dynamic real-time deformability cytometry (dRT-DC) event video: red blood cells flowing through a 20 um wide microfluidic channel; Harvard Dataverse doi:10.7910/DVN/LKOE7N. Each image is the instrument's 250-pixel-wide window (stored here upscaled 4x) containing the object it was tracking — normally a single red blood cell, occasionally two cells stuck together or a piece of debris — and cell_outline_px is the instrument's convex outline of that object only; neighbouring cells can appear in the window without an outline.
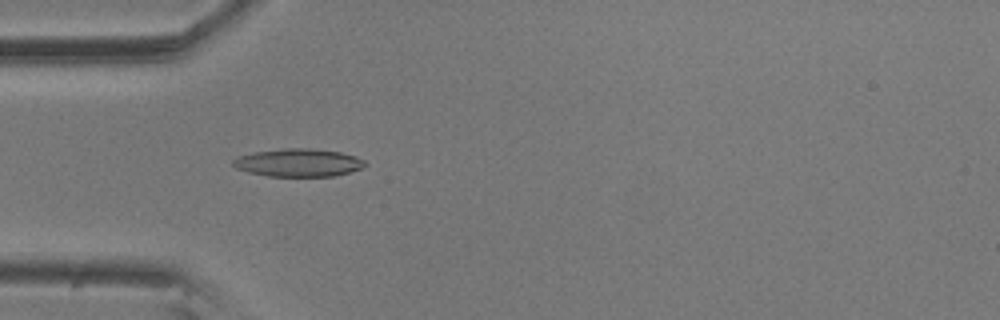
{"species": "common noctule bat (a hibernating species)", "species_latin": "Nyctalus noctula", "temperature_condition": "room temperature", "stored_images_in_passage": 56, "camera_frame_rate_fps": 3000, "um_per_image_px": 0.085, "animal": {"sex": "male", "body_mass_g": 20.5, "forearm_length_mm": 52.5}, "frame": {"image": 1, "passage_image": 16, "time_ms": 5.0, "image_size_px": [1000, 320], "cell_outline_px": [[368, 164], [364, 168], [336, 176], [268, 176], [248, 172], [236, 168], [232, 164], [232, 160], [240, 156], [252, 152], [284, 148], [308, 148], [340, 152], [356, 156], [364, 160]], "centroid_in_image_um": [25.39, 13.83], "position_along_channel_um": 59.6, "area_um2": 21.62}}
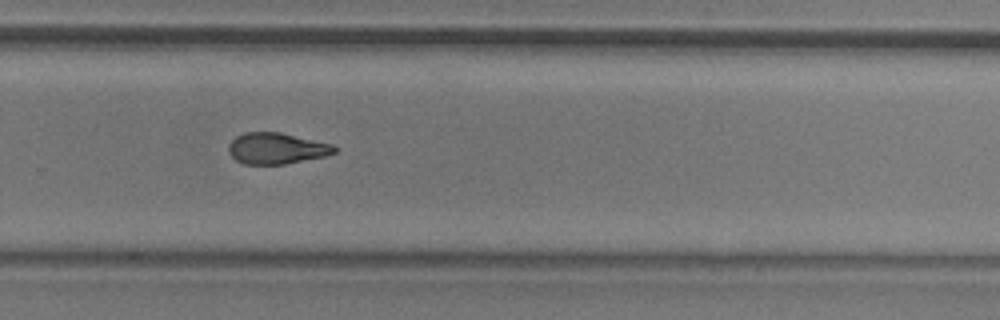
{"frame": {"image": 2, "passage_image": 37, "time_ms": 12.0, "image_size_px": [1000, 320], "cell_outline_px": [[336, 152], [324, 156], [284, 164], [244, 164], [236, 160], [228, 152], [228, 144], [236, 136], [244, 132], [280, 132], [332, 144], [336, 148]], "centroid_in_image_um": [23.47, 12.61], "position_along_channel_um": 306.3, "area_um2": 19.13}}
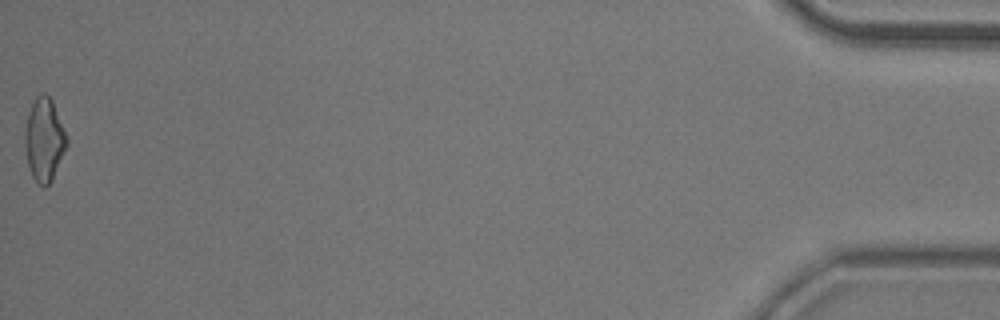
{"frame": {"image": 3, "passage_image": 56, "time_ms": 18.333, "image_size_px": [1000, 320], "cell_outline_px": [[68, 144], [52, 180], [44, 188], [32, 176], [28, 164], [24, 136], [24, 132], [28, 112], [36, 96], [40, 92], [44, 92], [52, 100], [68, 140]], "centroid_in_image_um": [3.76, 11.85], "position_along_channel_um": 431.4, "area_um2": 20.06}, "authors_computed_cell_mechanics": {"area_um2": 20.0566, "velocity_mm_per_s": 3.5503, "shape_relaxation_time_tau1_ms": 8.6771, "shape_relaxation_time_tau2_ms": 3.8331, "deformation_change_tau1": 0.1855, "deformation_change_tau2": 0.1096}}